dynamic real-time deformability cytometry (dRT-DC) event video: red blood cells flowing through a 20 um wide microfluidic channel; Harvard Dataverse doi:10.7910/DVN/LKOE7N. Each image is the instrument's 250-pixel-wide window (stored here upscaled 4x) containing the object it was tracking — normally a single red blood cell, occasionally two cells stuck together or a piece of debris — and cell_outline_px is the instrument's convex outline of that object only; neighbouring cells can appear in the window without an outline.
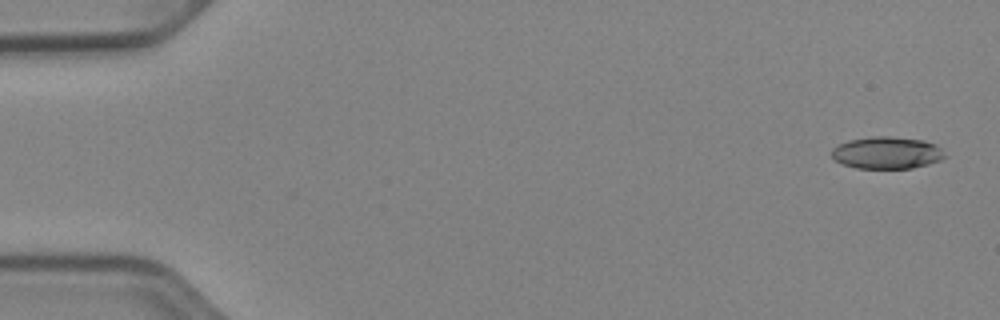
{"species": "Egyptian fruit bat (a non-hibernating species)", "species_latin": "Rousettus aegyptiacus", "temperature_condition": "cold", "stored_images_in_passage": 52, "camera_frame_rate_fps": 3000, "um_per_image_px": 0.085, "animal": {"sex": "female"}, "frame": {"image": 1, "passage_image": 2, "time_ms": 0.333, "image_size_px": [1000, 320], "cell_outline_px": [[948, 156], [940, 160], [928, 164], [912, 168], [856, 168], [840, 164], [832, 156], [832, 148], [848, 140], [872, 136], [888, 136], [924, 140], [936, 144]], "centroid_in_image_um": [75.39, 12.98], "position_along_channel_um": 9.6, "area_um2": 21.27}}
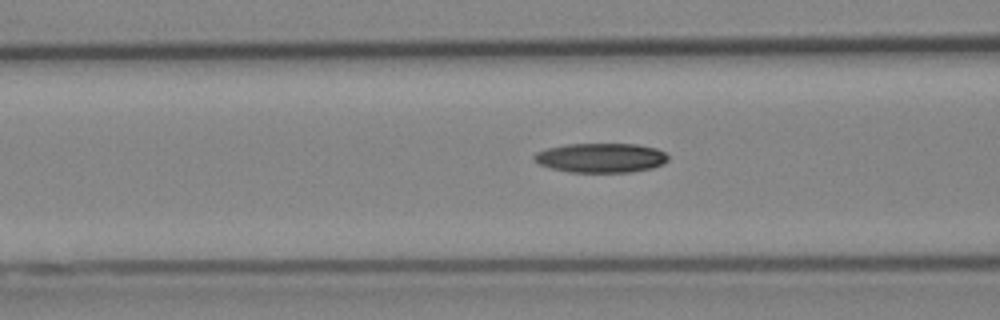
{"frame": {"image": 2, "passage_image": 21, "time_ms": 6.667, "image_size_px": [1000, 320], "cell_outline_px": [[668, 160], [664, 164], [652, 168], [632, 172], [568, 172], [552, 168], [540, 164], [532, 156], [536, 152], [548, 148], [568, 144], [636, 144], [656, 148], [664, 152], [668, 156]], "centroid_in_image_um": [51.11, 13.42], "position_along_channel_um": 115.5, "area_um2": 22.95}}
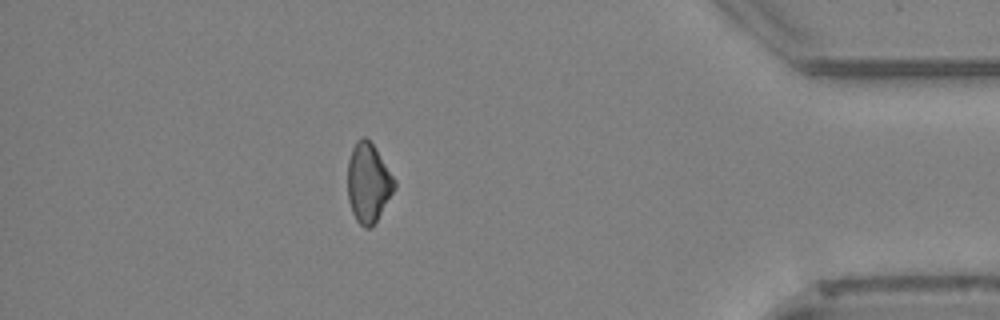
{"frame": {"image": 3, "passage_image": 46, "time_ms": 15.0, "image_size_px": [1000, 320], "cell_outline_px": [[396, 188], [376, 220], [368, 228], [364, 228], [356, 220], [352, 212], [348, 200], [348, 160], [352, 148], [356, 140], [364, 136], [376, 148], [396, 180]], "centroid_in_image_um": [31.3, 15.51], "position_along_channel_um": 403.9, "area_um2": 21.56}, "authors_computed_cell_mechanics": {"area_um2": 21.964, "velocity_mm_per_s": 3.9539, "shape_relaxation_time_tau1_ms": 9.4339, "shape_relaxation_time_tau2_ms": null, "deformation_change_tau1": 0.1771, "deformation_change_tau2": null}}